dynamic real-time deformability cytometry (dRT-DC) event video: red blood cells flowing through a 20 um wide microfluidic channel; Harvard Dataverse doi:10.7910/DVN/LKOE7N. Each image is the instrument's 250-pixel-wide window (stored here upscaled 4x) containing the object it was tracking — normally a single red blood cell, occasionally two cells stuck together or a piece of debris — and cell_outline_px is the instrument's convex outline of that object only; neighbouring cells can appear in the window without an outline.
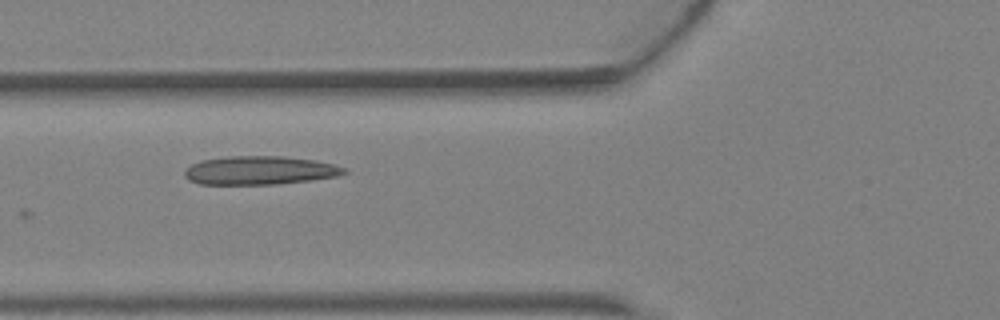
{"species": "Egyptian fruit bat (a non-hibernating species)", "species_latin": "Rousettus aegyptiacus", "temperature_condition": "warm", "stored_images_in_passage": 6, "camera_frame_rate_fps": 3000, "um_per_image_px": 0.085, "animal": {"sex": "female"}, "frame": {"image": 1, "passage_image": 5, "time_ms": 1.333, "image_size_px": [1000, 320], "cell_outline_px": [[348, 172], [336, 176], [312, 180], [276, 184], [200, 184], [188, 180], [184, 176], [184, 172], [192, 164], [204, 160], [228, 156], [284, 156], [316, 160], [332, 164], [344, 168]], "centroid_in_image_um": [22.08, 14.48], "position_along_channel_um": 103.7, "area_um2": 26.41}}
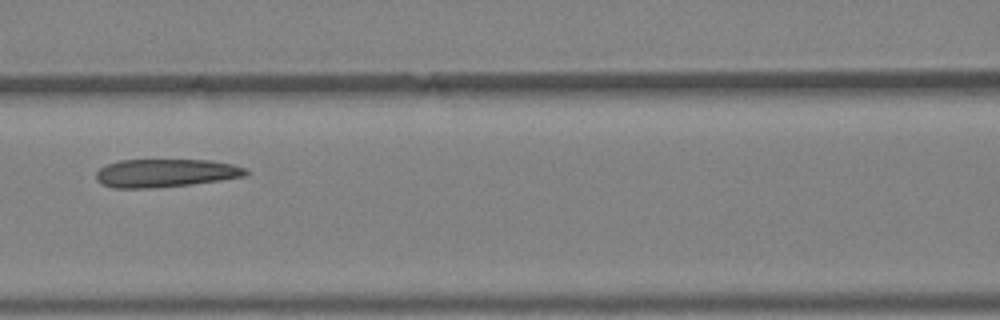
{"frame": {"image": 2, "passage_image": 6, "time_ms": 1.667, "image_size_px": [1000, 320], "cell_outline_px": [[248, 172], [244, 176], [220, 180], [192, 184], [152, 188], [112, 188], [100, 184], [96, 180], [96, 172], [100, 168], [108, 164], [120, 160], [212, 160], [232, 164], [248, 168]], "centroid_in_image_um": [14.05, 14.71], "position_along_channel_um": 152.5, "area_um2": 24.68}}